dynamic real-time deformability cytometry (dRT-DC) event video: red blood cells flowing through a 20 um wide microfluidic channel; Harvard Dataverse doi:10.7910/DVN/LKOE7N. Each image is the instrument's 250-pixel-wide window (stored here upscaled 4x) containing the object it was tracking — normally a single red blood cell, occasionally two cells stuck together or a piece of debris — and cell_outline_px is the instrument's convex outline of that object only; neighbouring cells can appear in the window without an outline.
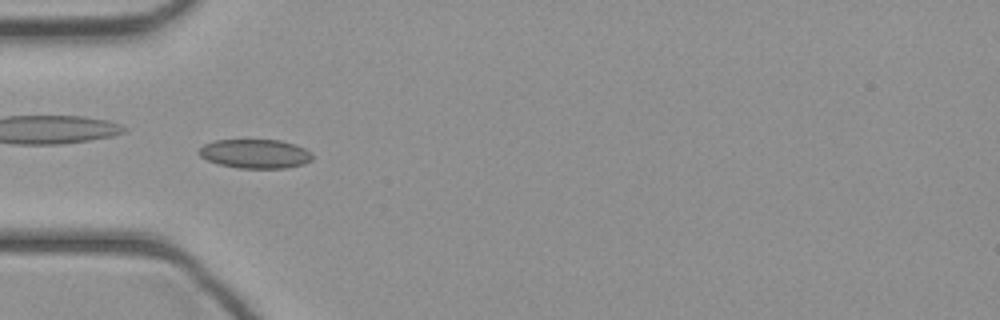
{"species": "common noctule bat (a hibernating species)", "species_latin": "Nyctalus noctula", "temperature_condition": "cold", "stored_images_in_passage": 41, "camera_frame_rate_fps": 3000, "um_per_image_px": 0.085, "animal": {"sex": "female", "body_mass_g": 21.9}, "frame": {"image": 1, "passage_image": 13, "time_ms": 4.0, "image_size_px": [1000, 320], "cell_outline_px": [[312, 160], [304, 164], [288, 168], [240, 168], [220, 164], [208, 160], [200, 156], [196, 152], [204, 144], [216, 140], [280, 140], [296, 144], [312, 152]], "centroid_in_image_um": [21.72, 13.07], "position_along_channel_um": 63.3, "area_um2": 19.31}}
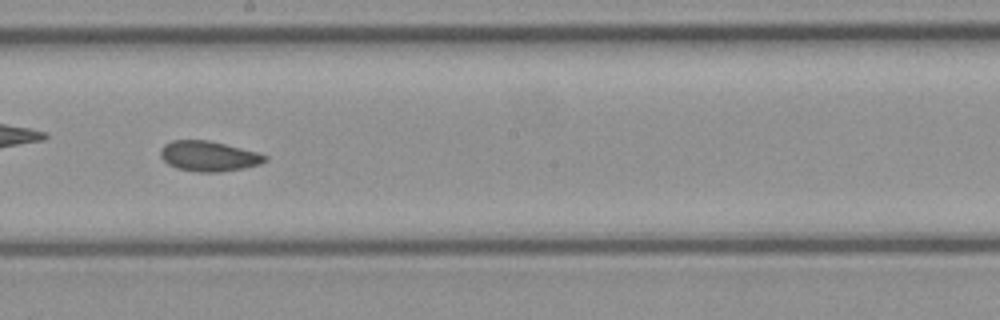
{"frame": {"image": 2, "passage_image": 24, "time_ms": 7.667, "image_size_px": [1000, 320], "cell_outline_px": [[268, 160], [260, 164], [244, 168], [220, 172], [196, 172], [176, 168], [168, 164], [160, 156], [160, 148], [164, 144], [172, 140], [208, 140], [256, 152], [268, 156]], "centroid_in_image_um": [17.71, 13.28], "position_along_channel_um": 230.5, "area_um2": 18.44}}
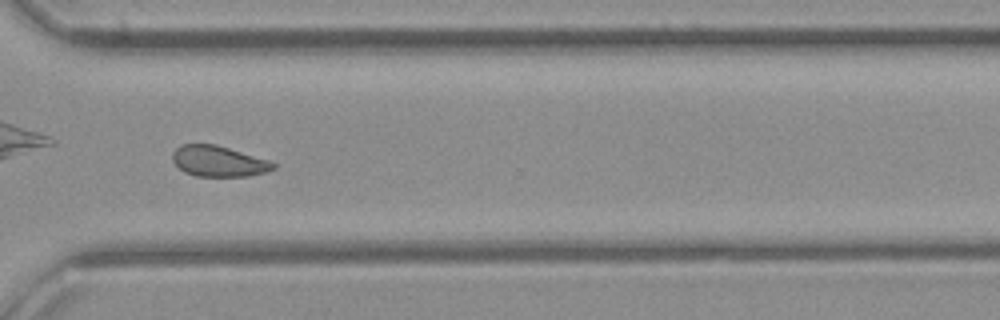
{"frame": {"image": 3, "passage_image": 32, "time_ms": 10.333, "image_size_px": [1000, 320], "cell_outline_px": [[276, 168], [264, 172], [248, 176], [196, 176], [184, 172], [172, 160], [172, 152], [180, 144], [216, 144], [268, 160], [276, 164]], "centroid_in_image_um": [18.55, 13.7], "position_along_channel_um": 352.1, "area_um2": 17.98}}